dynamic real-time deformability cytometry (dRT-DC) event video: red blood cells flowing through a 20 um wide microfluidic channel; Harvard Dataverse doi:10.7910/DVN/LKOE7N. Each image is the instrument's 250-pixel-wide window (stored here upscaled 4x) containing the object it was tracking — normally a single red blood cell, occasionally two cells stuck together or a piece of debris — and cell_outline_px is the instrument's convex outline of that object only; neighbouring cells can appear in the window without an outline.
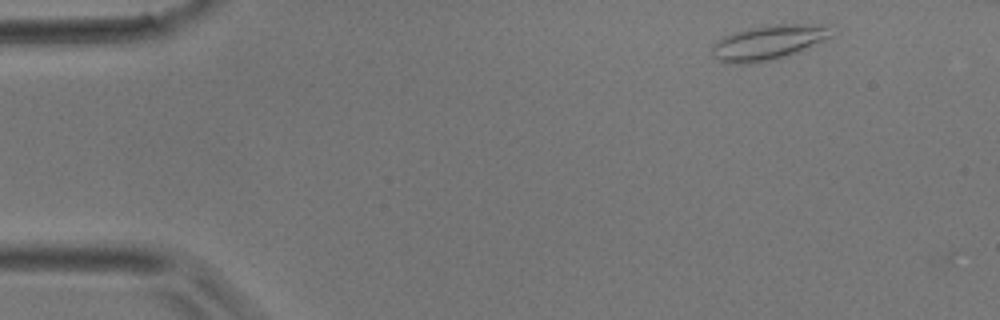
{"species": "common noctule bat (a hibernating species)", "species_latin": "Nyctalus noctula", "temperature_condition": "room temperature", "stored_images_in_passage": 4, "camera_frame_rate_fps": 3000, "um_per_image_px": 0.085, "animal": {"sex": "male", "body_mass_g": 17.9}, "frame": {"image": 1, "passage_image": 1, "time_ms": 0.0, "image_size_px": [1000, 320], "cell_outline_px": [[832, 36], [800, 52], [752, 64], [724, 64], [712, 56], [712, 44], [724, 36], [736, 32], [752, 28], [776, 24], [808, 24], [824, 28]], "centroid_in_image_um": [65.19, 3.65], "position_along_channel_um": 19.8, "area_um2": 23.64}}